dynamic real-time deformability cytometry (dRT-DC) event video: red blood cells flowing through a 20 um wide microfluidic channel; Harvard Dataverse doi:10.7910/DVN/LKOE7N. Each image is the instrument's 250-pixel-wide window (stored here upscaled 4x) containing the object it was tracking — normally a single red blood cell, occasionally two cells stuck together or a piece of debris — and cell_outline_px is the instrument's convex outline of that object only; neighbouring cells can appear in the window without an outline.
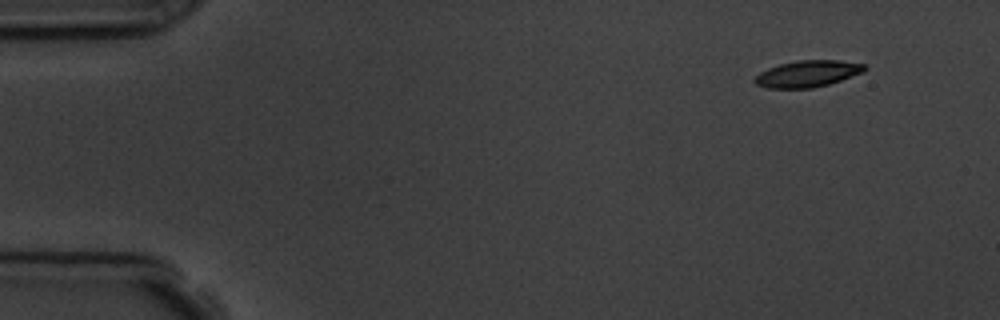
{"species": "common noctule bat (a hibernating species)", "species_latin": "Nyctalus noctula", "temperature_condition": "room temperature", "stored_images_in_passage": 6, "camera_frame_rate_fps": 3000, "um_per_image_px": 0.085, "animal": {"sex": "male", "body_mass_g": 19.5, "forearm_length_mm": 54.6}, "frame": {"image": 1, "passage_image": 1, "time_ms": 0.0, "image_size_px": [1000, 320], "cell_outline_px": [[868, 68], [864, 72], [828, 84], [812, 88], [768, 88], [756, 84], [752, 80], [760, 72], [768, 68], [780, 64], [796, 60], [840, 60], [864, 64]], "centroid_in_image_um": [68.65, 6.26], "position_along_channel_um": 16.4, "area_um2": 16.99}}
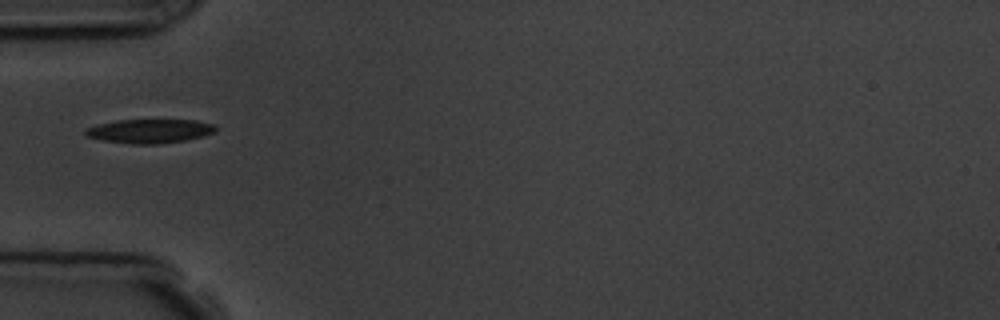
{"frame": {"image": 2, "passage_image": 4, "time_ms": 4.333, "image_size_px": [1000, 320], "cell_outline_px": [[216, 132], [204, 136], [184, 140], [160, 144], [132, 144], [104, 140], [88, 136], [84, 132], [84, 128], [96, 124], [120, 120], [196, 120], [216, 124]], "centroid_in_image_um": [12.76, 11.13], "position_along_channel_um": 72.2, "area_um2": 18.26}}
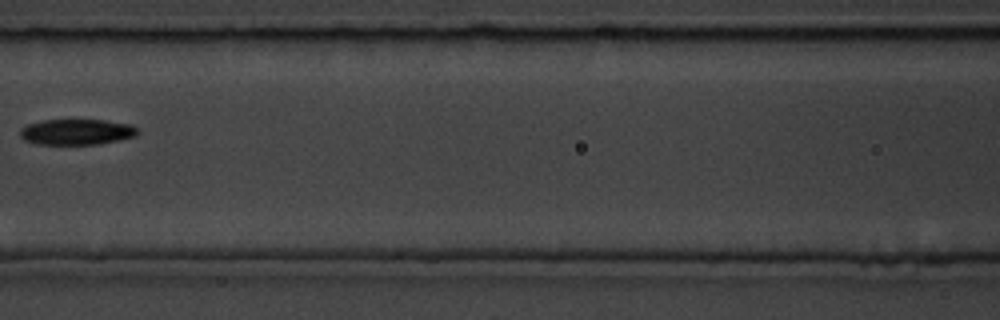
{"frame": {"image": 3, "passage_image": 6, "time_ms": 6.667, "image_size_px": [1000, 320], "cell_outline_px": [[140, 132], [136, 136], [120, 140], [100, 144], [36, 144], [24, 140], [20, 136], [20, 128], [28, 124], [40, 120], [104, 120], [132, 124], [140, 128]], "centroid_in_image_um": [6.56, 11.21], "position_along_channel_um": 160.0, "area_um2": 17.92}}